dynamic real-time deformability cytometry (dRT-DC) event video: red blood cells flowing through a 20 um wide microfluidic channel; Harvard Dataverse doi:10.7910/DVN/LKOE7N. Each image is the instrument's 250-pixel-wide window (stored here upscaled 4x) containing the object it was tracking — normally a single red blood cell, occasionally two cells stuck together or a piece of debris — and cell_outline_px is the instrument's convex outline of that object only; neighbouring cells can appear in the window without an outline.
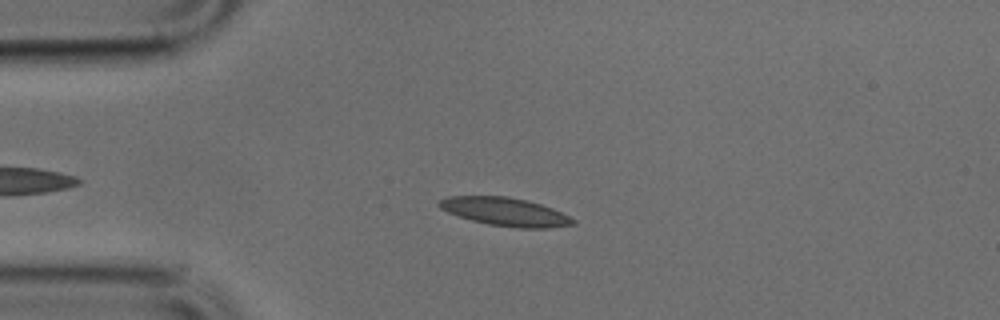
{"species": "common noctule bat (a hibernating species)", "species_latin": "Nyctalus noctula", "temperature_condition": "cold", "stored_images_in_passage": 37, "camera_frame_rate_fps": 3000, "um_per_image_px": 0.085, "animal": {"sex": "male", "body_mass_g": 17.9, "forearm_length_mm": 54.2}, "frame": {"image": 1, "passage_image": 7, "time_ms": 2.0, "image_size_px": [1000, 320], "cell_outline_px": [[576, 224], [548, 228], [520, 228], [488, 224], [472, 220], [448, 212], [440, 208], [436, 204], [440, 200], [448, 196], [508, 196], [540, 204], [552, 208], [576, 220]], "centroid_in_image_um": [42.94, 18.0], "position_along_channel_um": 42.1, "area_um2": 21.85}}
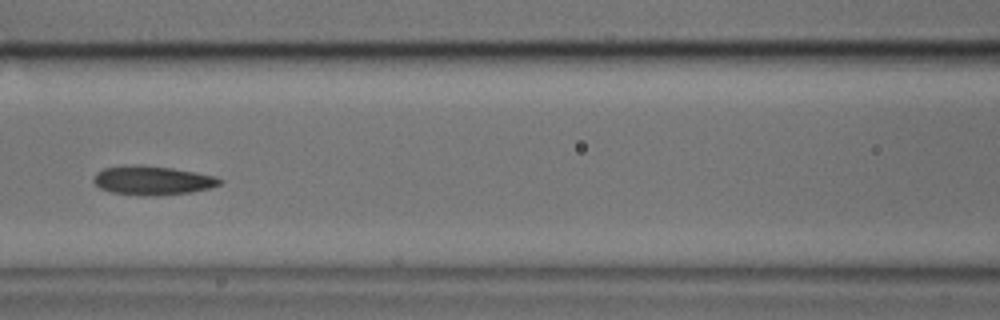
{"frame": {"image": 2, "passage_image": 17, "time_ms": 5.333, "image_size_px": [1000, 320], "cell_outline_px": [[224, 180], [220, 184], [208, 188], [188, 192], [152, 196], [144, 196], [112, 192], [100, 188], [92, 180], [96, 172], [104, 168], [132, 164], [140, 164], [172, 168], [196, 172], [216, 176]], "centroid_in_image_um": [12.94, 15.32], "position_along_channel_um": 153.7, "area_um2": 21.33}}
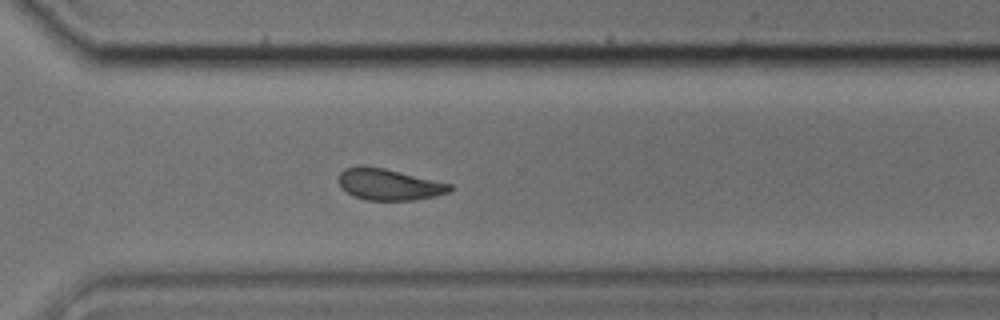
{"frame": {"image": 3, "passage_image": 31, "time_ms": 10.0, "image_size_px": [1000, 320], "cell_outline_px": [[452, 188], [448, 192], [432, 196], [412, 200], [364, 200], [348, 192], [340, 184], [340, 172], [344, 168], [364, 164], [384, 168], [452, 184]], "centroid_in_image_um": [33.04, 15.65], "position_along_channel_um": 337.6, "area_um2": 20.06}}